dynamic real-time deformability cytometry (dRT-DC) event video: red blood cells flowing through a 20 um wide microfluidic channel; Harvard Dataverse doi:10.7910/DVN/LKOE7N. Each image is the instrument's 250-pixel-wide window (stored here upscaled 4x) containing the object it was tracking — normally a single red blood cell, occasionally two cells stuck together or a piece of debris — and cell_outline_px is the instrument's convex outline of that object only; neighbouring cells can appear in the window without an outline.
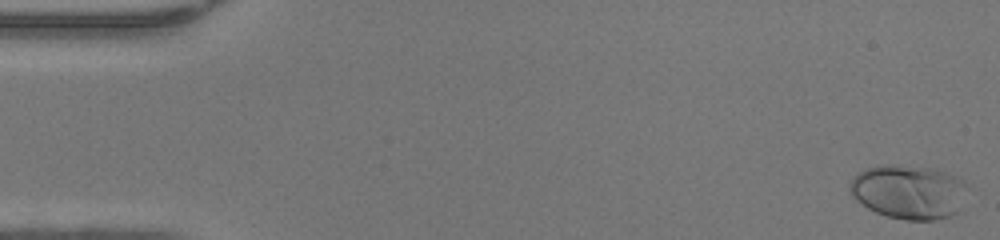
{"species": "human", "species_latin": "Homo sapiens", "temperature_condition": "warm", "stored_images_in_passage": 48, "camera_frame_rate_fps": 3000, "um_per_image_px": 0.085, "donor": {"sex": "female"}, "frame": {"image": 1, "passage_image": 1, "time_ms": 0.0, "image_size_px": [1000, 240], "cell_outline_px": [[968, 188], [956, 212], [952, 216], [932, 220], [908, 220], [888, 216], [876, 212], [868, 208], [856, 200], [852, 196], [848, 188], [848, 184], [852, 176], [856, 172], [864, 168], [880, 164], [896, 164], [932, 168], [948, 172], [964, 180], [968, 184]], "centroid_in_image_um": [77.21, 16.27], "position_along_channel_um": 7.8, "area_um2": 37.69}}
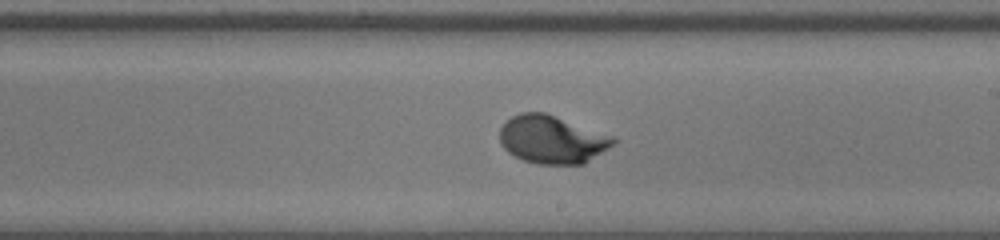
{"frame": {"image": 2, "passage_image": 28, "time_ms": 9.0, "image_size_px": [1000, 240], "cell_outline_px": [[620, 140], [584, 164], [536, 164], [524, 160], [508, 152], [500, 144], [500, 128], [512, 116], [520, 112], [544, 112], [612, 136]], "centroid_in_image_um": [46.91, 11.86], "position_along_channel_um": 242.1, "area_um2": 31.56}}
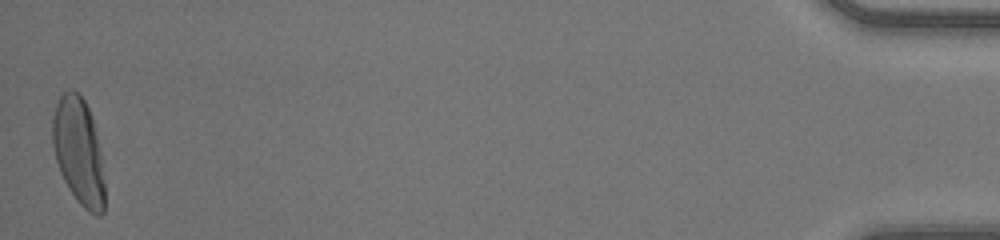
{"frame": {"image": 3, "passage_image": 48, "time_ms": 15.667, "image_size_px": [1000, 240], "cell_outline_px": [[104, 212], [100, 216], [96, 216], [88, 212], [80, 204], [68, 188], [60, 172], [56, 160], [52, 144], [52, 116], [56, 104], [60, 96], [68, 88], [72, 88], [84, 100], [92, 116], [100, 156], [104, 180]], "centroid_in_image_um": [6.66, 12.87], "position_along_channel_um": 428.5, "area_um2": 32.37}, "authors_computed_cell_mechanics": {"area_um2": 31.212, "velocity_mm_per_s": 4.2927, "shape_relaxation_time_tau1_ms": 2.7478, "shape_relaxation_time_tau2_ms": null, "deformation_change_tau1": 0.1831, "deformation_change_tau2": null}}